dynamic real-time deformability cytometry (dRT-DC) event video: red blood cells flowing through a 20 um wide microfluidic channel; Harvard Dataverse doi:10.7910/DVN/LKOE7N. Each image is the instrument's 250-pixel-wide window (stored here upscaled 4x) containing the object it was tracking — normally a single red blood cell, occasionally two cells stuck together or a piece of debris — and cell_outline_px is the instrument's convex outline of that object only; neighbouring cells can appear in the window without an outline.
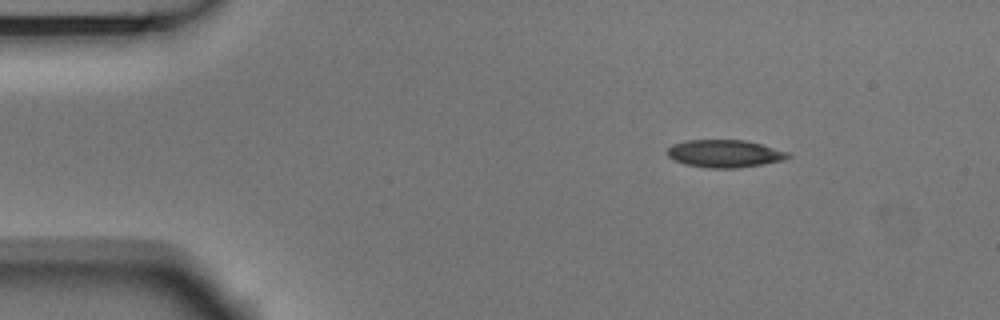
{"species": "Egyptian fruit bat (a non-hibernating species)", "species_latin": "Rousettus aegyptiacus", "temperature_condition": "room temperature", "stored_images_in_passage": 3, "camera_frame_rate_fps": 3000, "um_per_image_px": 0.085, "animal": {"sex": "male"}, "frame": {"image": 1, "passage_image": 1, "time_ms": 0.0, "image_size_px": [1000, 320], "cell_outline_px": [[792, 156], [784, 160], [740, 168], [708, 168], [684, 164], [672, 160], [668, 156], [668, 148], [672, 144], [688, 140], [748, 140], [792, 152]], "centroid_in_image_um": [61.65, 13.05], "position_along_channel_um": 23.4, "area_um2": 19.77}}
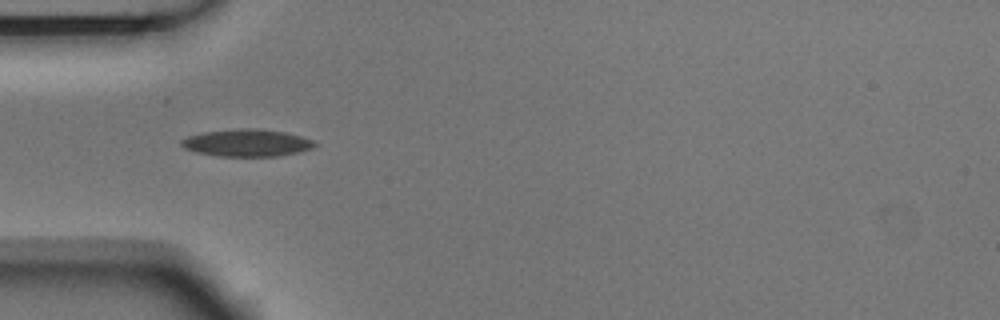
{"frame": {"image": 2, "passage_image": 3, "time_ms": 0.667, "image_size_px": [1000, 320], "cell_outline_px": [[316, 144], [312, 148], [296, 152], [276, 156], [216, 156], [196, 152], [184, 148], [180, 144], [180, 140], [188, 136], [204, 132], [240, 128], [256, 128], [284, 132], [300, 136], [312, 140]], "centroid_in_image_um": [20.93, 12.14], "position_along_channel_um": 64.1, "area_um2": 20.98}}